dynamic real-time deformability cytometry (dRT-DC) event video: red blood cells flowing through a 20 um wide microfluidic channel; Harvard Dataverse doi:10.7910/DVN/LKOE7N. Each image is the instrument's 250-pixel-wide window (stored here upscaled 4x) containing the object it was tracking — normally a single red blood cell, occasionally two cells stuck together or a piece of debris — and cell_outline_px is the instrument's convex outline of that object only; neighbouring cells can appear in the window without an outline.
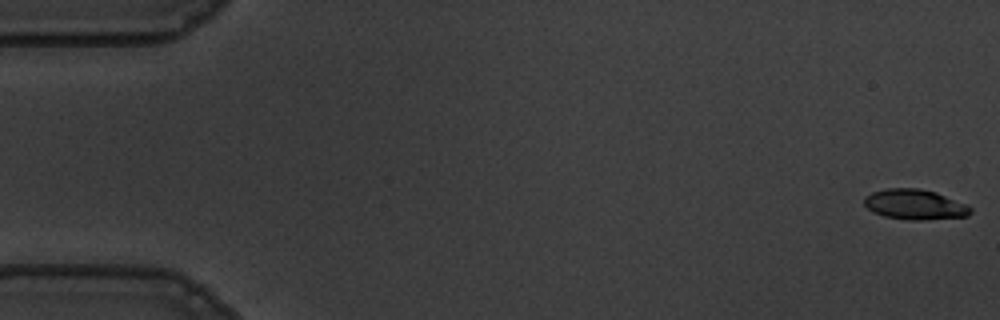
{"species": "common noctule bat (a hibernating species)", "species_latin": "Nyctalus noctula", "temperature_condition": "warm", "stored_images_in_passage": 56, "camera_frame_rate_fps": 3000, "um_per_image_px": 0.085, "animal": {"sex": "male", "body_mass_g": 19.5, "forearm_length_mm": 54.6}, "frame": {"image": 1, "passage_image": 1, "time_ms": 0.0, "image_size_px": [1000, 320], "cell_outline_px": [[972, 212], [968, 216], [920, 220], [908, 220], [884, 216], [872, 212], [864, 204], [864, 196], [872, 192], [888, 188], [920, 188], [936, 192], [964, 204], [972, 208]], "centroid_in_image_um": [77.73, 17.38], "position_along_channel_um": 7.3, "area_um2": 18.67}}
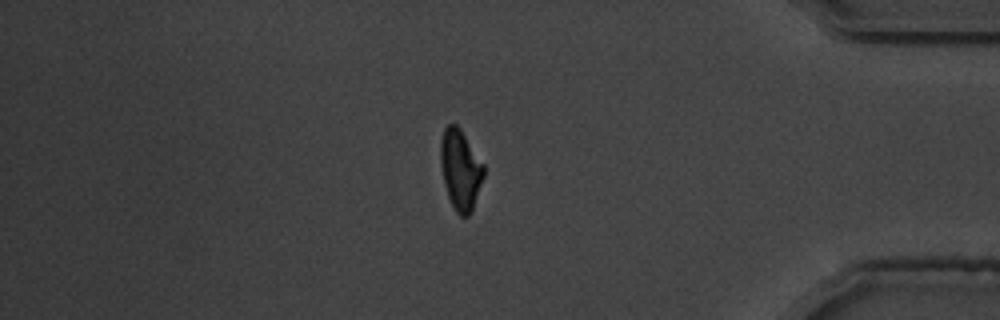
{"frame": {"image": 2, "passage_image": 48, "time_ms": 15.667, "image_size_px": [1000, 320], "cell_outline_px": [[484, 176], [472, 212], [468, 216], [460, 216], [456, 212], [448, 196], [444, 184], [440, 164], [440, 140], [444, 128], [448, 124], [456, 124], [460, 128], [484, 164]], "centroid_in_image_um": [39.13, 14.42], "position_along_channel_um": 396.1, "area_um2": 20.35}}
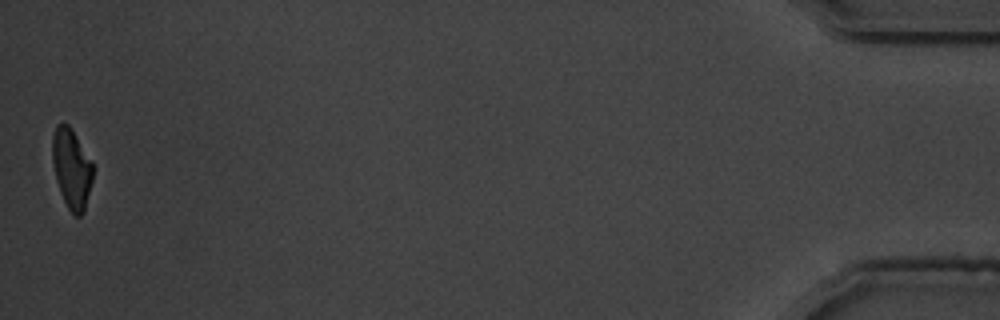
{"frame": {"image": 3, "passage_image": 56, "time_ms": 18.333, "image_size_px": [1000, 320], "cell_outline_px": [[92, 180], [84, 212], [80, 216], [76, 216], [68, 208], [60, 192], [56, 180], [52, 160], [52, 136], [56, 124], [68, 124], [72, 128], [92, 160]], "centroid_in_image_um": [6.08, 14.29], "position_along_channel_um": 429.1, "area_um2": 18.9}, "authors_computed_cell_mechanics": {"area_um2": 20.4034, "velocity_mm_per_s": 3.6007, "shape_relaxation_time_tau1_ms": 5.0915, "shape_relaxation_time_tau2_ms": 2.6761, "deformation_change_tau1": 0.1801, "deformation_change_tau2": 0.0984}}